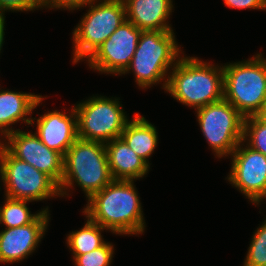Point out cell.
<instances>
[{
	"instance_id": "obj_1",
	"label": "cell",
	"mask_w": 266,
	"mask_h": 266,
	"mask_svg": "<svg viewBox=\"0 0 266 266\" xmlns=\"http://www.w3.org/2000/svg\"><path fill=\"white\" fill-rule=\"evenodd\" d=\"M139 198L133 181L113 180L88 199L83 213L114 234H142L146 224Z\"/></svg>"
},
{
	"instance_id": "obj_2",
	"label": "cell",
	"mask_w": 266,
	"mask_h": 266,
	"mask_svg": "<svg viewBox=\"0 0 266 266\" xmlns=\"http://www.w3.org/2000/svg\"><path fill=\"white\" fill-rule=\"evenodd\" d=\"M171 70L165 91L183 105L197 110L224 98L223 66L181 56Z\"/></svg>"
},
{
	"instance_id": "obj_3",
	"label": "cell",
	"mask_w": 266,
	"mask_h": 266,
	"mask_svg": "<svg viewBox=\"0 0 266 266\" xmlns=\"http://www.w3.org/2000/svg\"><path fill=\"white\" fill-rule=\"evenodd\" d=\"M113 180L105 144L77 138L64 156V172L59 185L60 195H69L67 191L76 183L89 199Z\"/></svg>"
},
{
	"instance_id": "obj_4",
	"label": "cell",
	"mask_w": 266,
	"mask_h": 266,
	"mask_svg": "<svg viewBox=\"0 0 266 266\" xmlns=\"http://www.w3.org/2000/svg\"><path fill=\"white\" fill-rule=\"evenodd\" d=\"M172 31H142L130 65L122 73L132 71L140 88H149L159 82L166 90L169 68L180 59L181 48ZM179 56V57H178Z\"/></svg>"
},
{
	"instance_id": "obj_5",
	"label": "cell",
	"mask_w": 266,
	"mask_h": 266,
	"mask_svg": "<svg viewBox=\"0 0 266 266\" xmlns=\"http://www.w3.org/2000/svg\"><path fill=\"white\" fill-rule=\"evenodd\" d=\"M224 99L244 117L255 116L266 99V58L262 53L223 66Z\"/></svg>"
},
{
	"instance_id": "obj_6",
	"label": "cell",
	"mask_w": 266,
	"mask_h": 266,
	"mask_svg": "<svg viewBox=\"0 0 266 266\" xmlns=\"http://www.w3.org/2000/svg\"><path fill=\"white\" fill-rule=\"evenodd\" d=\"M88 7L72 32L73 64L88 58L126 20L123 0H96Z\"/></svg>"
},
{
	"instance_id": "obj_7",
	"label": "cell",
	"mask_w": 266,
	"mask_h": 266,
	"mask_svg": "<svg viewBox=\"0 0 266 266\" xmlns=\"http://www.w3.org/2000/svg\"><path fill=\"white\" fill-rule=\"evenodd\" d=\"M0 177L9 198L32 202L61 196L59 185L50 176L14 157L1 143Z\"/></svg>"
},
{
	"instance_id": "obj_8",
	"label": "cell",
	"mask_w": 266,
	"mask_h": 266,
	"mask_svg": "<svg viewBox=\"0 0 266 266\" xmlns=\"http://www.w3.org/2000/svg\"><path fill=\"white\" fill-rule=\"evenodd\" d=\"M118 100L94 96L75 104L78 138L103 144L119 138L129 120Z\"/></svg>"
},
{
	"instance_id": "obj_9",
	"label": "cell",
	"mask_w": 266,
	"mask_h": 266,
	"mask_svg": "<svg viewBox=\"0 0 266 266\" xmlns=\"http://www.w3.org/2000/svg\"><path fill=\"white\" fill-rule=\"evenodd\" d=\"M200 129L218 158L231 155L243 141L244 117L224 98L196 110Z\"/></svg>"
},
{
	"instance_id": "obj_10",
	"label": "cell",
	"mask_w": 266,
	"mask_h": 266,
	"mask_svg": "<svg viewBox=\"0 0 266 266\" xmlns=\"http://www.w3.org/2000/svg\"><path fill=\"white\" fill-rule=\"evenodd\" d=\"M142 30L125 20L86 59L89 67L101 73L121 75L130 65Z\"/></svg>"
},
{
	"instance_id": "obj_11",
	"label": "cell",
	"mask_w": 266,
	"mask_h": 266,
	"mask_svg": "<svg viewBox=\"0 0 266 266\" xmlns=\"http://www.w3.org/2000/svg\"><path fill=\"white\" fill-rule=\"evenodd\" d=\"M243 142V144H242ZM241 141L231 156L230 184L258 205L266 199V156Z\"/></svg>"
},
{
	"instance_id": "obj_12",
	"label": "cell",
	"mask_w": 266,
	"mask_h": 266,
	"mask_svg": "<svg viewBox=\"0 0 266 266\" xmlns=\"http://www.w3.org/2000/svg\"><path fill=\"white\" fill-rule=\"evenodd\" d=\"M0 143L16 158L50 176L58 185L64 172V156L49 149L34 133L20 129L7 134Z\"/></svg>"
},
{
	"instance_id": "obj_13",
	"label": "cell",
	"mask_w": 266,
	"mask_h": 266,
	"mask_svg": "<svg viewBox=\"0 0 266 266\" xmlns=\"http://www.w3.org/2000/svg\"><path fill=\"white\" fill-rule=\"evenodd\" d=\"M49 214L44 211L33 223L1 230L0 263H17L31 255L46 232Z\"/></svg>"
},
{
	"instance_id": "obj_14",
	"label": "cell",
	"mask_w": 266,
	"mask_h": 266,
	"mask_svg": "<svg viewBox=\"0 0 266 266\" xmlns=\"http://www.w3.org/2000/svg\"><path fill=\"white\" fill-rule=\"evenodd\" d=\"M37 120V129L34 132L49 148L65 156L68 148L76 141L77 115L72 107L69 115L57 110L48 111L38 119L32 118L31 125Z\"/></svg>"
},
{
	"instance_id": "obj_15",
	"label": "cell",
	"mask_w": 266,
	"mask_h": 266,
	"mask_svg": "<svg viewBox=\"0 0 266 266\" xmlns=\"http://www.w3.org/2000/svg\"><path fill=\"white\" fill-rule=\"evenodd\" d=\"M126 20L142 31H172L168 18L173 7L172 0H123Z\"/></svg>"
},
{
	"instance_id": "obj_16",
	"label": "cell",
	"mask_w": 266,
	"mask_h": 266,
	"mask_svg": "<svg viewBox=\"0 0 266 266\" xmlns=\"http://www.w3.org/2000/svg\"><path fill=\"white\" fill-rule=\"evenodd\" d=\"M105 149L114 180L134 181L148 173L150 166L121 137L106 143Z\"/></svg>"
},
{
	"instance_id": "obj_17",
	"label": "cell",
	"mask_w": 266,
	"mask_h": 266,
	"mask_svg": "<svg viewBox=\"0 0 266 266\" xmlns=\"http://www.w3.org/2000/svg\"><path fill=\"white\" fill-rule=\"evenodd\" d=\"M46 97L30 93L14 92L0 89V136L15 131L11 126L20 120L27 125H31L32 111Z\"/></svg>"
},
{
	"instance_id": "obj_18",
	"label": "cell",
	"mask_w": 266,
	"mask_h": 266,
	"mask_svg": "<svg viewBox=\"0 0 266 266\" xmlns=\"http://www.w3.org/2000/svg\"><path fill=\"white\" fill-rule=\"evenodd\" d=\"M132 121H128L121 134L126 144L149 166V157L158 144V132L154 124L149 123L145 117L135 113Z\"/></svg>"
},
{
	"instance_id": "obj_19",
	"label": "cell",
	"mask_w": 266,
	"mask_h": 266,
	"mask_svg": "<svg viewBox=\"0 0 266 266\" xmlns=\"http://www.w3.org/2000/svg\"><path fill=\"white\" fill-rule=\"evenodd\" d=\"M86 218L87 222L80 230L72 231L67 236V245L73 255L88 253L99 248L106 242L101 232L107 229L93 222L88 217Z\"/></svg>"
},
{
	"instance_id": "obj_20",
	"label": "cell",
	"mask_w": 266,
	"mask_h": 266,
	"mask_svg": "<svg viewBox=\"0 0 266 266\" xmlns=\"http://www.w3.org/2000/svg\"><path fill=\"white\" fill-rule=\"evenodd\" d=\"M27 200L13 199L5 196V202L0 207V224H4L5 228H14L33 223L44 211H49L48 208L41 209L42 211L36 214H31Z\"/></svg>"
},
{
	"instance_id": "obj_21",
	"label": "cell",
	"mask_w": 266,
	"mask_h": 266,
	"mask_svg": "<svg viewBox=\"0 0 266 266\" xmlns=\"http://www.w3.org/2000/svg\"><path fill=\"white\" fill-rule=\"evenodd\" d=\"M243 141L266 156V123L256 116L244 118Z\"/></svg>"
},
{
	"instance_id": "obj_22",
	"label": "cell",
	"mask_w": 266,
	"mask_h": 266,
	"mask_svg": "<svg viewBox=\"0 0 266 266\" xmlns=\"http://www.w3.org/2000/svg\"><path fill=\"white\" fill-rule=\"evenodd\" d=\"M243 266H266V219L252 236Z\"/></svg>"
},
{
	"instance_id": "obj_23",
	"label": "cell",
	"mask_w": 266,
	"mask_h": 266,
	"mask_svg": "<svg viewBox=\"0 0 266 266\" xmlns=\"http://www.w3.org/2000/svg\"><path fill=\"white\" fill-rule=\"evenodd\" d=\"M114 254L112 243L105 242L99 248L82 255H73L75 266H110Z\"/></svg>"
},
{
	"instance_id": "obj_24",
	"label": "cell",
	"mask_w": 266,
	"mask_h": 266,
	"mask_svg": "<svg viewBox=\"0 0 266 266\" xmlns=\"http://www.w3.org/2000/svg\"><path fill=\"white\" fill-rule=\"evenodd\" d=\"M40 7L34 0H0V15L5 11H33Z\"/></svg>"
},
{
	"instance_id": "obj_25",
	"label": "cell",
	"mask_w": 266,
	"mask_h": 266,
	"mask_svg": "<svg viewBox=\"0 0 266 266\" xmlns=\"http://www.w3.org/2000/svg\"><path fill=\"white\" fill-rule=\"evenodd\" d=\"M96 0H52L45 8L77 10Z\"/></svg>"
},
{
	"instance_id": "obj_26",
	"label": "cell",
	"mask_w": 266,
	"mask_h": 266,
	"mask_svg": "<svg viewBox=\"0 0 266 266\" xmlns=\"http://www.w3.org/2000/svg\"><path fill=\"white\" fill-rule=\"evenodd\" d=\"M229 8L266 10V0H223Z\"/></svg>"
},
{
	"instance_id": "obj_27",
	"label": "cell",
	"mask_w": 266,
	"mask_h": 266,
	"mask_svg": "<svg viewBox=\"0 0 266 266\" xmlns=\"http://www.w3.org/2000/svg\"><path fill=\"white\" fill-rule=\"evenodd\" d=\"M5 26V16L4 15H0V53H1V49L3 46V40H4V27Z\"/></svg>"
},
{
	"instance_id": "obj_28",
	"label": "cell",
	"mask_w": 266,
	"mask_h": 266,
	"mask_svg": "<svg viewBox=\"0 0 266 266\" xmlns=\"http://www.w3.org/2000/svg\"><path fill=\"white\" fill-rule=\"evenodd\" d=\"M260 121L266 123V99L263 101L262 106L258 113L255 115Z\"/></svg>"
},
{
	"instance_id": "obj_29",
	"label": "cell",
	"mask_w": 266,
	"mask_h": 266,
	"mask_svg": "<svg viewBox=\"0 0 266 266\" xmlns=\"http://www.w3.org/2000/svg\"><path fill=\"white\" fill-rule=\"evenodd\" d=\"M52 0H34V2L40 7L45 8Z\"/></svg>"
}]
</instances>
